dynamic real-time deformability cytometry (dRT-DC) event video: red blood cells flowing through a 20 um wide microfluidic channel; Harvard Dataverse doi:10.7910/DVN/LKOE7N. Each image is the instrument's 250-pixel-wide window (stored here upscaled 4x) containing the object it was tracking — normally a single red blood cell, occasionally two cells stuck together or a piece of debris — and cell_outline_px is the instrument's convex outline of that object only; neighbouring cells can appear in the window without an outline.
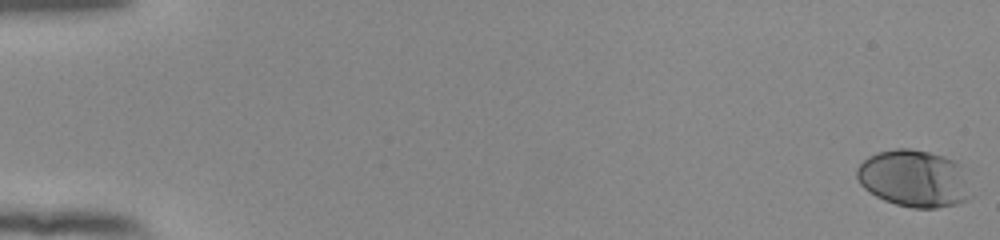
{"species": "human", "species_latin": "Homo sapiens", "temperature_condition": "room temperature", "stored_images_in_passage": 16, "camera_frame_rate_fps": 3000, "um_per_image_px": 0.085, "donor": {"sex": "female"}, "frame": {"image": 1, "passage_image": 1, "time_ms": 0.0, "image_size_px": [1000, 240], "cell_outline_px": [[972, 196], [968, 200], [956, 204], [936, 208], [912, 208], [896, 204], [884, 200], [876, 196], [864, 188], [860, 184], [856, 176], [856, 168], [868, 156], [876, 152], [896, 148], [908, 148], [928, 152], [944, 156], [956, 160], [960, 164]], "centroid_in_image_um": [77.68, 15.17], "position_along_channel_um": 7.3, "area_um2": 38.15}}
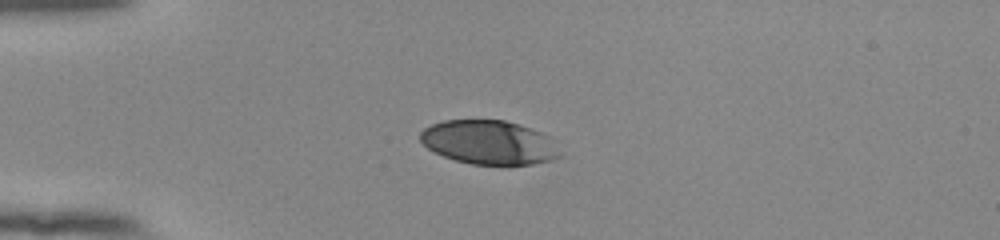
{"frame": {"image": 2, "passage_image": 16, "time_ms": 5.0, "image_size_px": [1000, 240], "cell_outline_px": [[560, 156], [552, 160], [532, 164], [508, 168], [472, 164], [456, 160], [444, 156], [428, 148], [420, 140], [420, 132], [424, 128], [432, 124], [444, 120], [504, 120], [552, 136]], "centroid_in_image_um": [41.6, 12.14], "position_along_channel_um": 43.4, "area_um2": 36.36}}